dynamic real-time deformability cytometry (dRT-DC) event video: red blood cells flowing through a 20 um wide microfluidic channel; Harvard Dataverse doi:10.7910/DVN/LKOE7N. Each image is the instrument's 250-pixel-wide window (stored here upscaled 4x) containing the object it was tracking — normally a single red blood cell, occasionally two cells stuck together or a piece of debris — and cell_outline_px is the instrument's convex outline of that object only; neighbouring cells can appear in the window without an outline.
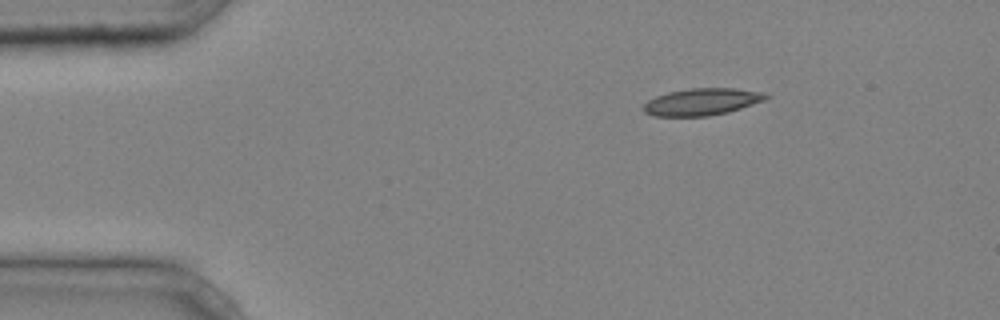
{"species": "common noctule bat (a hibernating species)", "species_latin": "Nyctalus noctula", "temperature_condition": "cold", "stored_images_in_passage": 6, "camera_frame_rate_fps": 3000, "um_per_image_px": 0.085, "animal": {"sex": "male", "body_mass_g": 20.4}, "frame": {"image": 1, "passage_image": 1, "time_ms": 0.0, "image_size_px": [1000, 320], "cell_outline_px": [[772, 96], [764, 100], [728, 112], [708, 116], [652, 116], [644, 112], [640, 108], [648, 100], [656, 96], [668, 92], [692, 88], [732, 88], [764, 92]], "centroid_in_image_um": [59.63, 8.65], "position_along_channel_um": 25.4, "area_um2": 19.31}}